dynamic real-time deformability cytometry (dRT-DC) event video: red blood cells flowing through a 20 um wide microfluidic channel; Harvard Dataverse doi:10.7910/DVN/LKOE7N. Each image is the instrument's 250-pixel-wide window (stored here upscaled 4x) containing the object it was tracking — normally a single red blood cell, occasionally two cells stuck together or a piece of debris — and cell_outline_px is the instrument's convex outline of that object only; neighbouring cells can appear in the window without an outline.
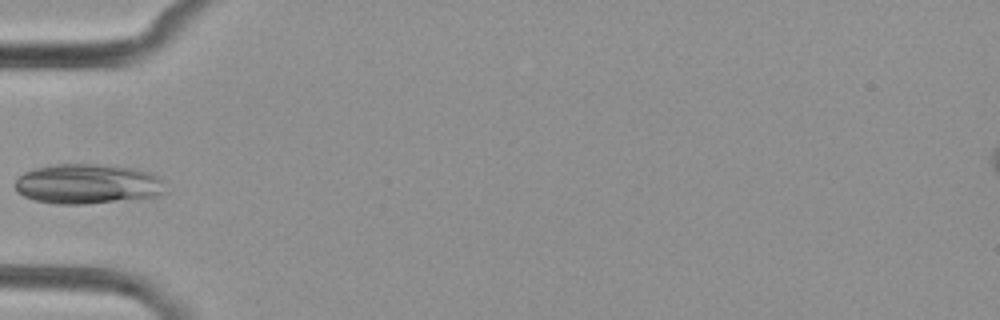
{"species": "common noctule bat (a hibernating species)", "species_latin": "Nyctalus noctula", "temperature_condition": "cold", "stored_images_in_passage": 3, "camera_frame_rate_fps": 3000, "um_per_image_px": 0.085, "animal": {"sex": "female", "body_mass_g": 29.2, "forearm_length_mm": 56.3}, "frame": {"image": 1, "passage_image": 3, "time_ms": 3.0, "image_size_px": [1000, 320], "cell_outline_px": [[168, 192], [160, 196], [84, 204], [56, 204], [32, 200], [16, 192], [16, 180], [24, 172], [36, 168], [52, 164], [100, 164], [136, 168], [152, 172], [160, 176], [164, 180]], "centroid_in_image_um": [7.52, 15.63], "position_along_channel_um": 77.5, "area_um2": 35.6}}